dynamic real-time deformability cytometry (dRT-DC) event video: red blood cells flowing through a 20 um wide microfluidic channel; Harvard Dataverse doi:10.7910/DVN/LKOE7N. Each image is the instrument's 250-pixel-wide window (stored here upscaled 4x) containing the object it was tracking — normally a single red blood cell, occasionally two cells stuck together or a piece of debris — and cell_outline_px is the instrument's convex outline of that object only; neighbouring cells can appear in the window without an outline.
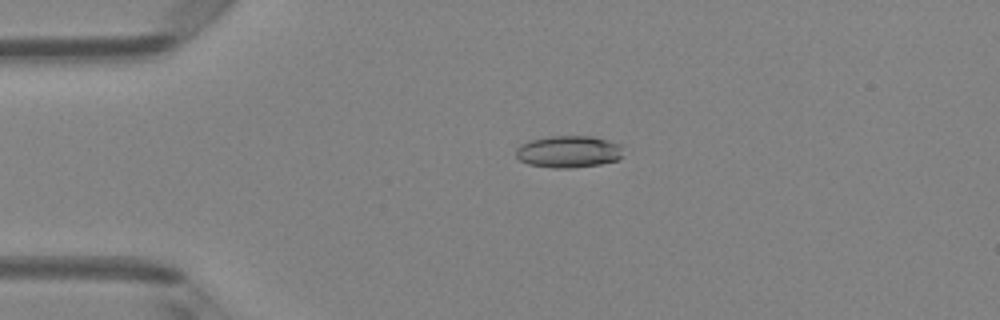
{"species": "Egyptian fruit bat (a non-hibernating species)", "species_latin": "Rousettus aegyptiacus", "temperature_condition": "room temperature", "stored_images_in_passage": 3, "camera_frame_rate_fps": 3000, "um_per_image_px": 0.085, "animal": {"sex": "female"}, "frame": {"image": 1, "passage_image": 2, "time_ms": 0.333, "image_size_px": [1000, 320], "cell_outline_px": [[624, 156], [620, 160], [600, 164], [572, 168], [552, 168], [528, 164], [520, 160], [516, 156], [516, 148], [520, 144], [528, 140], [548, 136], [592, 136], [624, 144]], "centroid_in_image_um": [48.39, 12.88], "position_along_channel_um": 36.6, "area_um2": 20.58}}